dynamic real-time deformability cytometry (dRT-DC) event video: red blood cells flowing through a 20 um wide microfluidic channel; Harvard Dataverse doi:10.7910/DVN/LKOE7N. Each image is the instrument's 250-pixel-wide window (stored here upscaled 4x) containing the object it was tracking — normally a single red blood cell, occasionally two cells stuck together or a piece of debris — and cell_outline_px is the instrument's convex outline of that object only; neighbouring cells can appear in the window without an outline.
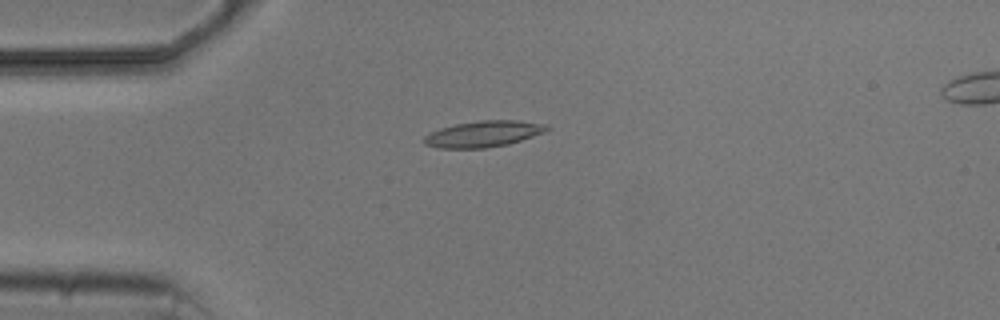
{"species": "common noctule bat (a hibernating species)", "species_latin": "Nyctalus noctula", "temperature_condition": "cold", "stored_images_in_passage": 7, "camera_frame_rate_fps": 3000, "um_per_image_px": 0.085, "animal": {"sex": "male", "body_mass_g": 20.5, "forearm_length_mm": 52.5}, "frame": {"image": 1, "passage_image": 4, "time_ms": 3.667, "image_size_px": [1000, 320], "cell_outline_px": [[552, 128], [544, 132], [508, 144], [484, 148], [436, 148], [424, 144], [420, 140], [424, 136], [440, 128], [456, 124], [480, 120], [516, 120], [548, 124]], "centroid_in_image_um": [41.07, 11.38], "position_along_channel_um": 43.9, "area_um2": 18.79}}
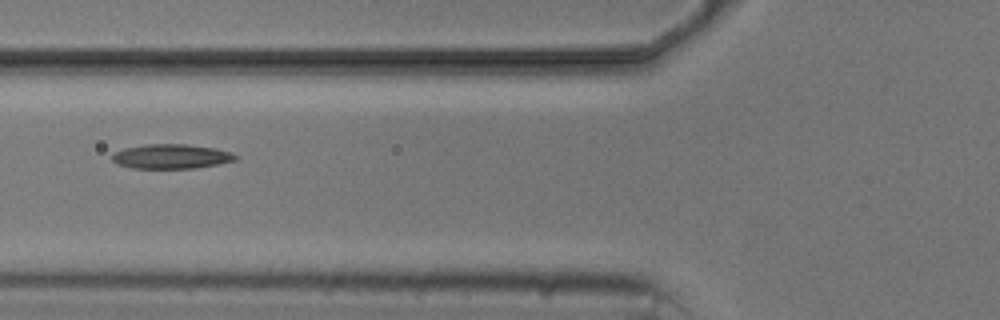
{"frame": {"image": 2, "passage_image": 6, "time_ms": 6.0, "image_size_px": [1000, 320], "cell_outline_px": [[240, 156], [236, 160], [220, 164], [196, 168], [132, 168], [120, 164], [112, 160], [112, 152], [124, 148], [144, 144], [188, 144], [216, 148], [232, 152]], "centroid_in_image_um": [14.6, 13.29], "position_along_channel_um": 111.2, "area_um2": 17.86}}
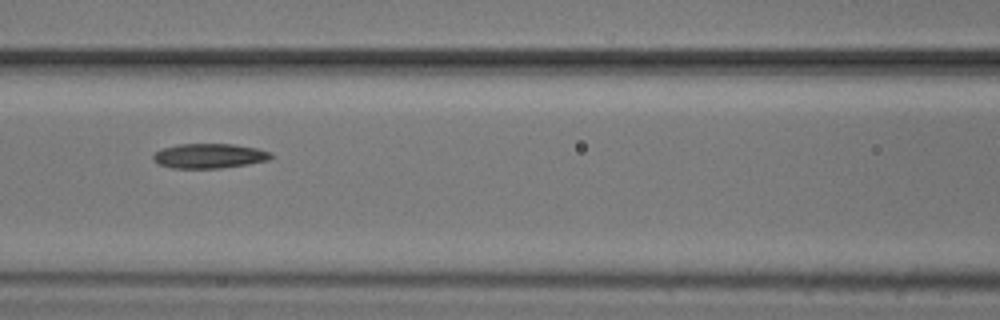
{"frame": {"image": 3, "passage_image": 7, "time_ms": 7.0, "image_size_px": [1000, 320], "cell_outline_px": [[272, 156], [268, 160], [248, 164], [220, 168], [172, 168], [160, 164], [152, 160], [152, 156], [156, 152], [164, 148], [180, 144], [232, 144], [256, 148], [272, 152]], "centroid_in_image_um": [17.79, 13.25], "position_along_channel_um": 148.8, "area_um2": 16.82}}